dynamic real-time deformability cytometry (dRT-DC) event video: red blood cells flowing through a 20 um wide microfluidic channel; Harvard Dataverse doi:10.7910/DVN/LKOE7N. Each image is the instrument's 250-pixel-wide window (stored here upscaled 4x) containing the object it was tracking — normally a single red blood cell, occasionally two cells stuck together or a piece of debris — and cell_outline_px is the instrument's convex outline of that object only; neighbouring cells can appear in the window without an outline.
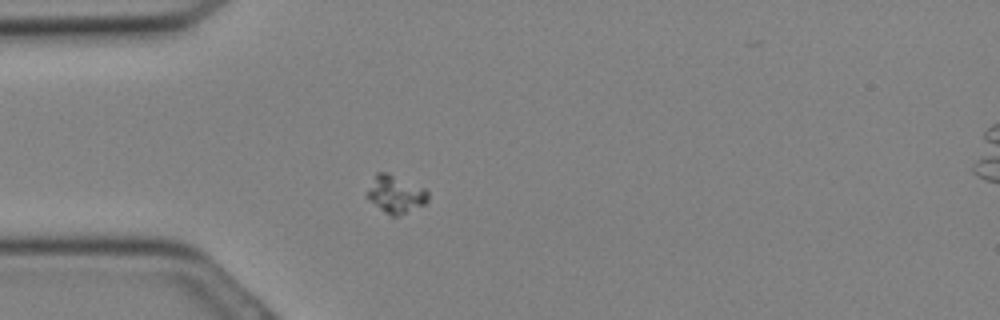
{"species": "Egyptian fruit bat (a non-hibernating species)", "species_latin": "Rousettus aegyptiacus", "temperature_condition": "cold", "stored_images_in_passage": 24, "camera_frame_rate_fps": 3000, "um_per_image_px": 0.085, "animal": {"sex": "female"}, "frame": {"image": 1, "passage_image": 1, "time_ms": 0.0, "image_size_px": [1000, 320], "cell_outline_px": [[428, 200], [424, 204], [396, 216], [392, 216], [384, 212], [368, 200], [364, 196], [376, 172], [388, 172], [424, 188], [428, 192]], "centroid_in_image_um": [33.58, 16.49], "position_along_channel_um": 51.4, "area_um2": 13.29}}
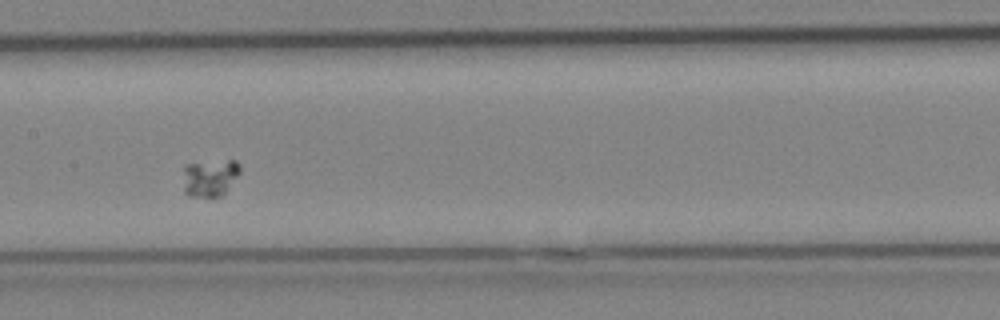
{"frame": {"image": 2, "passage_image": 8, "time_ms": 2.333, "image_size_px": [1000, 320], "cell_outline_px": [[240, 172], [224, 192], [216, 200], [188, 196], [184, 192], [184, 168], [188, 164], [228, 160], [236, 160], [240, 164]], "centroid_in_image_um": [17.83, 15.16], "position_along_channel_um": 189.6, "area_um2": 12.48}}
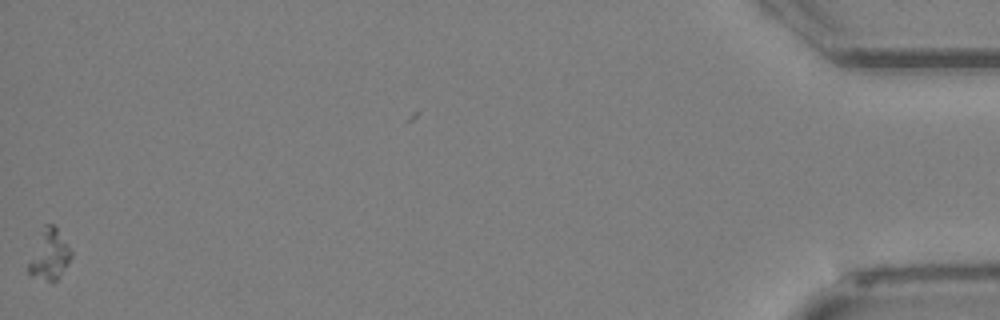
{"frame": {"image": 3, "passage_image": 24, "time_ms": 7.667, "image_size_px": [1000, 320], "cell_outline_px": [[72, 256], [56, 280], [52, 284], [32, 276], [28, 272], [28, 264], [44, 224], [52, 224], [56, 228], [68, 244], [72, 252]], "centroid_in_image_um": [4.2, 21.69], "position_along_channel_um": 431.0, "area_um2": 12.2}}